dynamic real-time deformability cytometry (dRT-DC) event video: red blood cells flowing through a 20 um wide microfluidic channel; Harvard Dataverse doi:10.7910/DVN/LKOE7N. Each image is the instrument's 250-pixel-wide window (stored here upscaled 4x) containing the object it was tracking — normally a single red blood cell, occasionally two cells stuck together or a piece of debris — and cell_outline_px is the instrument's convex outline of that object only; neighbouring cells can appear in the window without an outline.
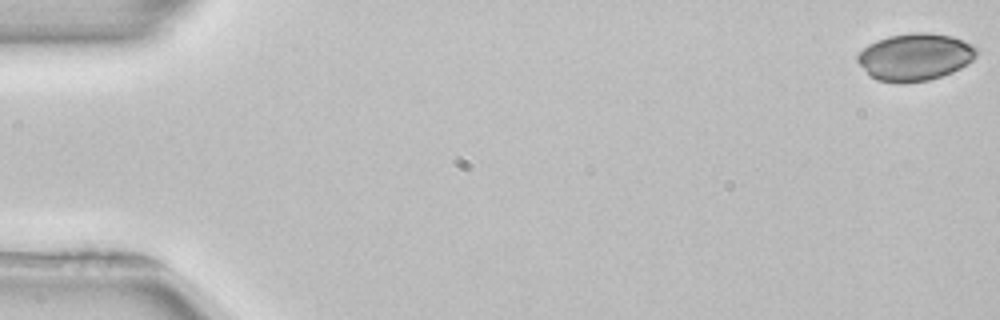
{"species": "common noctule bat (a hibernating species)", "species_latin": "Nyctalus noctula", "temperature_condition": "room temperature", "stored_images_in_passage": 32, "camera_frame_rate_fps": 3000, "um_per_image_px": 0.085, "animal": {"sex": "female", "body_mass_g": 22.7, "forearm_length_mm": 54.2}, "frame": {"image": 1, "passage_image": 1, "time_ms": 0.0, "image_size_px": [1000, 320], "cell_outline_px": [[976, 56], [968, 64], [952, 72], [928, 80], [904, 84], [900, 84], [876, 80], [868, 76], [856, 60], [856, 56], [868, 44], [876, 40], [888, 36], [912, 32], [928, 32], [952, 36], [972, 44], [976, 48]], "centroid_in_image_um": [77.74, 4.85], "position_along_channel_um": 7.3, "area_um2": 33.12}}
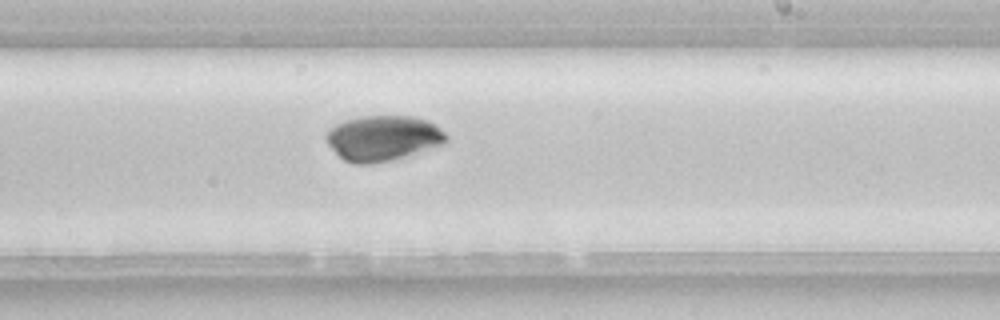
{"frame": {"image": 2, "passage_image": 32, "time_ms": 10.333, "image_size_px": [1000, 320], "cell_outline_px": [[448, 140], [444, 144], [388, 160], [372, 164], [352, 164], [344, 160], [324, 140], [324, 136], [336, 124], [344, 120], [360, 116], [416, 116], [428, 120], [436, 124], [448, 136]], "centroid_in_image_um": [32.55, 11.72], "position_along_channel_um": 256.5, "area_um2": 31.62}}